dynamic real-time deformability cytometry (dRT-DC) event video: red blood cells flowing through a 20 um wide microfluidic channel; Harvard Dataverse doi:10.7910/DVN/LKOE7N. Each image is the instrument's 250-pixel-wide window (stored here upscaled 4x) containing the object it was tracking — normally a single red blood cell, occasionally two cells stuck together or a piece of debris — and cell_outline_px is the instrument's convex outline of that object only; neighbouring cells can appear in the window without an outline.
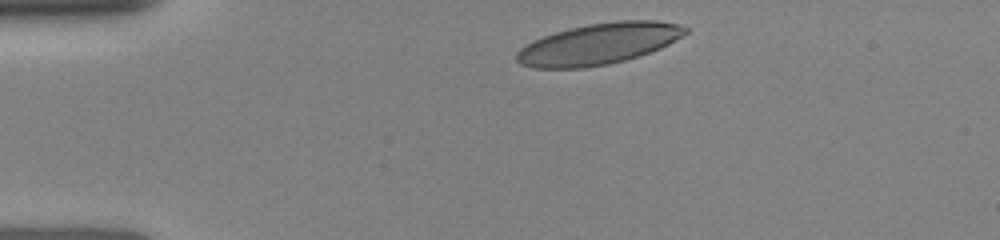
{"species": "human", "species_latin": "Homo sapiens", "temperature_condition": "room temperature", "stored_images_in_passage": 2, "camera_frame_rate_fps": 3000, "um_per_image_px": 0.085, "donor": {"sex": "female"}, "frame": {"image": 1, "passage_image": 1, "time_ms": 0.0, "image_size_px": [1000, 240], "cell_outline_px": [[688, 32], [668, 44], [660, 48], [624, 60], [608, 64], [584, 68], [532, 68], [520, 64], [516, 60], [516, 52], [520, 48], [532, 40], [556, 32], [588, 24], [616, 20], [656, 20], [676, 24], [688, 28]], "centroid_in_image_um": [50.85, 3.73], "position_along_channel_um": 34.2, "area_um2": 40.23}}